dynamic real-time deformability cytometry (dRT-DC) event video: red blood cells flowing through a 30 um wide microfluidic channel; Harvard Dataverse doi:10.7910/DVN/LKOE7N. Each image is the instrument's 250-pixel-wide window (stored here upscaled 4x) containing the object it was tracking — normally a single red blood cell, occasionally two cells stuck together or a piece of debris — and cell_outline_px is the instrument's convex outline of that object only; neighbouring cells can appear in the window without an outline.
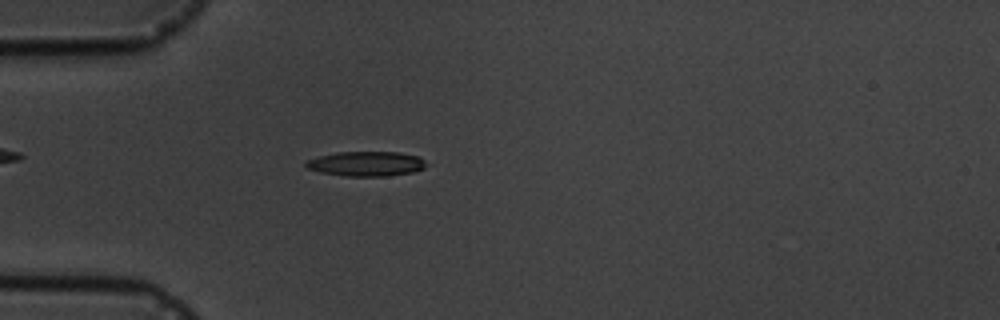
{"species": "common noctule bat (a hibernating species)", "species_latin": "Nyctalus noctula", "temperature_condition": "cold", "stored_images_in_passage": 6, "camera_frame_rate_fps": 3000, "um_per_image_px": 0.085, "animal": {"sex": "male", "body_mass_g": 19.5, "forearm_length_mm": 54.6}, "frame": {"image": 1, "passage_image": 6, "time_ms": 6.0, "image_size_px": [1000, 320], "cell_outline_px": [[424, 168], [412, 172], [388, 176], [344, 176], [320, 172], [308, 168], [304, 164], [308, 160], [320, 156], [336, 152], [400, 152], [416, 156], [424, 160]], "centroid_in_image_um": [31.11, 13.92], "position_along_channel_um": 53.9, "area_um2": 17.17}}